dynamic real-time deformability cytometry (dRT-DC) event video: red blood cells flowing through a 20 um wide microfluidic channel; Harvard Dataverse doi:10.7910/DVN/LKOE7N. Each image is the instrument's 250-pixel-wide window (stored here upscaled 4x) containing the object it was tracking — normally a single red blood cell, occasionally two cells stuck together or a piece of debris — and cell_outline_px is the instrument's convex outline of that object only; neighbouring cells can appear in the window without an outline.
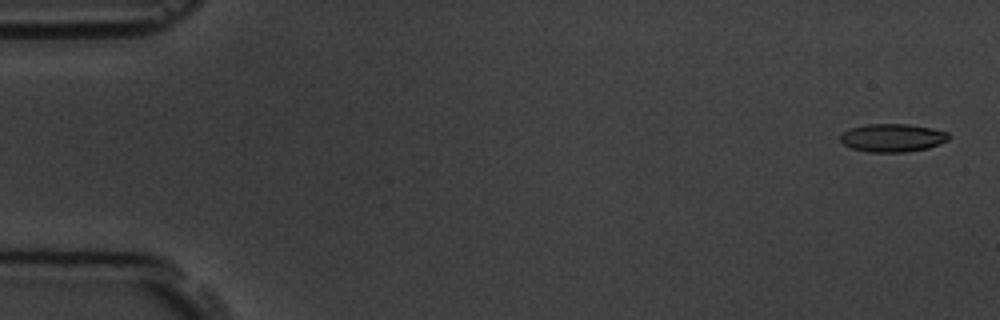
{"species": "common noctule bat (a hibernating species)", "species_latin": "Nyctalus noctula", "temperature_condition": "room temperature", "stored_images_in_passage": 6, "segment_of_instrument_passage": [1, 2], "camera_frame_rate_fps": 3000, "um_per_image_px": 0.085, "animal": {"sex": "male", "body_mass_g": 19.5, "forearm_length_mm": 54.6}, "frame": {"image": 1, "passage_image": 1, "time_ms": 0.0, "image_size_px": [1000, 320], "cell_outline_px": [[948, 140], [928, 148], [908, 152], [868, 152], [852, 148], [844, 144], [840, 140], [840, 136], [848, 128], [864, 124], [908, 124], [932, 128], [948, 132]], "centroid_in_image_um": [75.84, 11.71], "position_along_channel_um": 9.2, "area_um2": 17.8}}
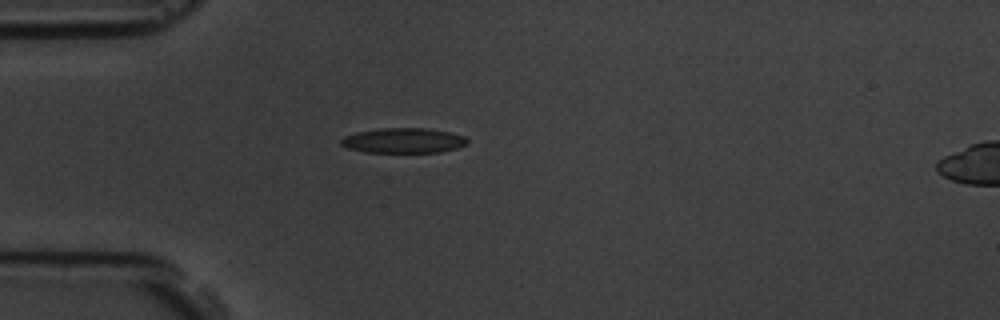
{"frame": {"image": 2, "passage_image": 5, "time_ms": 4.667, "image_size_px": [1000, 320], "cell_outline_px": [[468, 144], [456, 148], [440, 152], [364, 152], [348, 148], [340, 144], [340, 140], [344, 136], [356, 132], [380, 128], [424, 128], [448, 132], [464, 136], [468, 140]], "centroid_in_image_um": [34.27, 11.94], "position_along_channel_um": 50.7, "area_um2": 18.38}}